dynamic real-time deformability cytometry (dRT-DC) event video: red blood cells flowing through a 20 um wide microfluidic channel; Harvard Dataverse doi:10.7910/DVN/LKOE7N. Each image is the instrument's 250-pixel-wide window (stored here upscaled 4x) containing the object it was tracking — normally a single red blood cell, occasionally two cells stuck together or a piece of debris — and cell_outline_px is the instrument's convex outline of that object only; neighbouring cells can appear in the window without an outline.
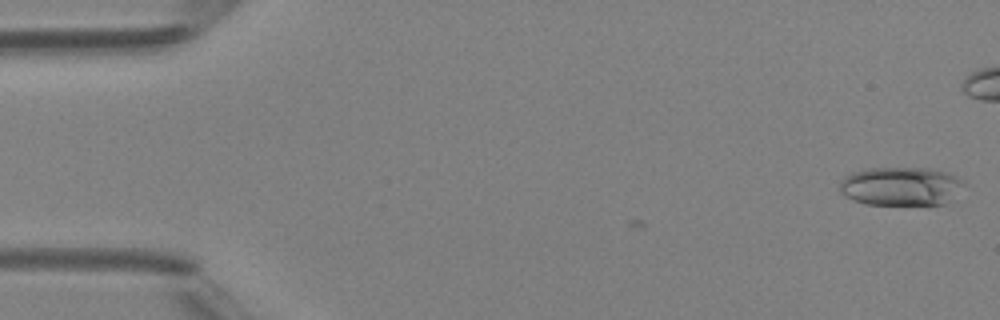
{"species": "Egyptian fruit bat (a non-hibernating species)", "species_latin": "Rousettus aegyptiacus", "temperature_condition": "room temperature", "stored_images_in_passage": 2, "camera_frame_rate_fps": 3000, "um_per_image_px": 0.085, "animal": {"sex": "female"}, "frame": {"image": 1, "passage_image": 2, "time_ms": 1.333, "image_size_px": [1000, 320], "cell_outline_px": [[964, 184], [948, 204], [928, 208], [864, 204], [852, 200], [844, 196], [840, 192], [840, 180], [844, 176], [852, 172], [864, 168], [928, 168], [944, 172], [956, 176], [964, 180]], "centroid_in_image_um": [76.58, 15.9], "position_along_channel_um": 8.4, "area_um2": 29.36}}